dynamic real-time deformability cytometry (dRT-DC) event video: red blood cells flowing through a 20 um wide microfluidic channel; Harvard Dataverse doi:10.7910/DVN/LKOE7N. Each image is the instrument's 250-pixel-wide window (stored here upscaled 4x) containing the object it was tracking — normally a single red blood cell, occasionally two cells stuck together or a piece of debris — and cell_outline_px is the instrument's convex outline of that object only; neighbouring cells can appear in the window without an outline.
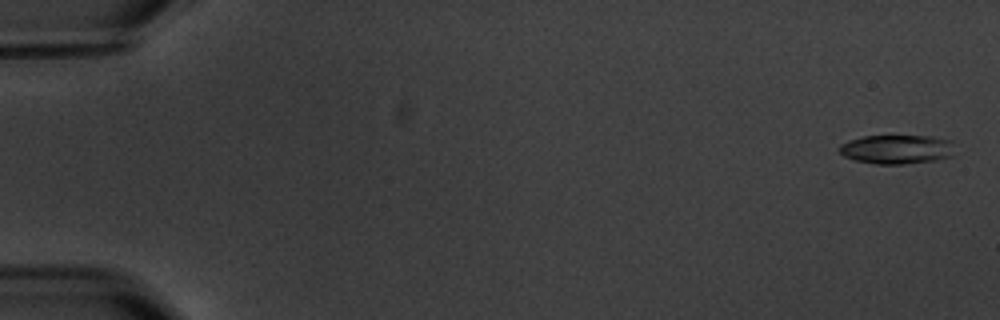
{"species": "common noctule bat (a hibernating species)", "species_latin": "Nyctalus noctula", "temperature_condition": "warm", "stored_images_in_passage": 5, "camera_frame_rate_fps": 3000, "um_per_image_px": 0.085, "animal": {"sex": "male", "body_mass_g": 20.1, "forearm_length_mm": 53.5}, "frame": {"image": 1, "passage_image": 1, "time_ms": 0.0, "image_size_px": [1000, 320], "cell_outline_px": [[952, 156], [940, 160], [904, 164], [876, 164], [856, 160], [844, 156], [836, 148], [840, 144], [848, 140], [864, 136], [932, 136], [952, 140]], "centroid_in_image_um": [76.22, 12.69], "position_along_channel_um": 8.8, "area_um2": 19.77}}
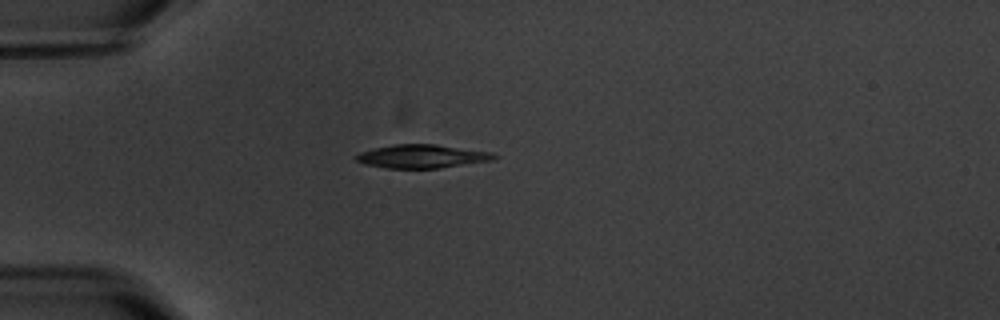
{"frame": {"image": 2, "passage_image": 5, "time_ms": 5.0, "image_size_px": [1000, 320], "cell_outline_px": [[500, 156], [492, 160], [440, 168], [388, 168], [368, 164], [356, 160], [356, 156], [360, 152], [392, 144], [436, 144], [492, 152]], "centroid_in_image_um": [35.93, 13.28], "position_along_channel_um": 49.1, "area_um2": 18.67}}